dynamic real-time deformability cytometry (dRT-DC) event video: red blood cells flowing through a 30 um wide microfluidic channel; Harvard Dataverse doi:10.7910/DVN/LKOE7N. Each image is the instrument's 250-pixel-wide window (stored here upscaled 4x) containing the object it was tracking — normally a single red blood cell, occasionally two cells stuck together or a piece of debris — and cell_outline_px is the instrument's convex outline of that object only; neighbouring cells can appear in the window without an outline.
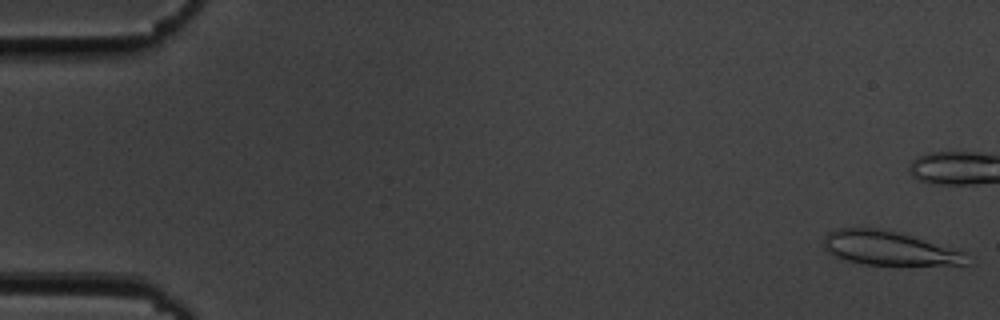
{"species": "common noctule bat (a hibernating species)", "species_latin": "Nyctalus noctula", "temperature_condition": "cold", "stored_images_in_passage": 44, "camera_frame_rate_fps": 3000, "um_per_image_px": 0.085, "animal": {"sex": "male", "body_mass_g": 19.5, "forearm_length_mm": 54.6}, "frame": {"image": 1, "passage_image": 1, "time_ms": 0.0, "image_size_px": [1000, 320], "cell_outline_px": [[964, 264], [900, 268], [860, 264], [832, 256], [824, 248], [824, 236], [828, 232], [836, 228], [876, 228], [900, 232], [964, 252]], "centroid_in_image_um": [75.51, 21.15], "position_along_channel_um": 9.5, "area_um2": 29.3}}
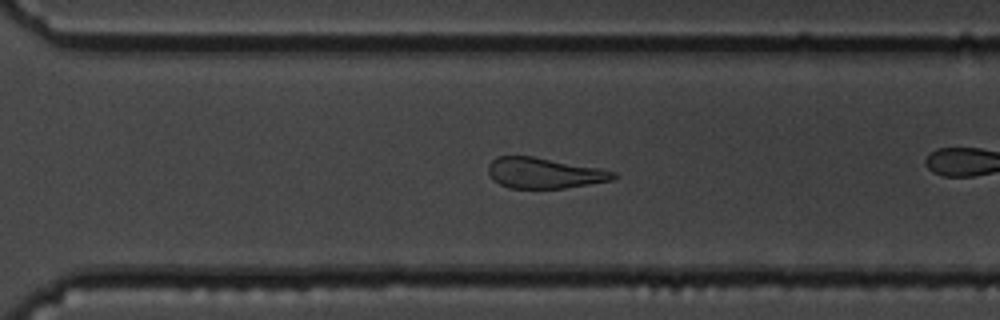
{"frame": {"image": 2, "passage_image": 38, "time_ms": 12.333, "image_size_px": [1000, 320], "cell_outline_px": [[620, 176], [612, 180], [564, 188], [508, 188], [492, 180], [488, 172], [488, 164], [496, 156], [532, 156], [600, 168], [616, 172]], "centroid_in_image_um": [46.25, 14.7], "position_along_channel_um": 324.3, "area_um2": 22.43}}